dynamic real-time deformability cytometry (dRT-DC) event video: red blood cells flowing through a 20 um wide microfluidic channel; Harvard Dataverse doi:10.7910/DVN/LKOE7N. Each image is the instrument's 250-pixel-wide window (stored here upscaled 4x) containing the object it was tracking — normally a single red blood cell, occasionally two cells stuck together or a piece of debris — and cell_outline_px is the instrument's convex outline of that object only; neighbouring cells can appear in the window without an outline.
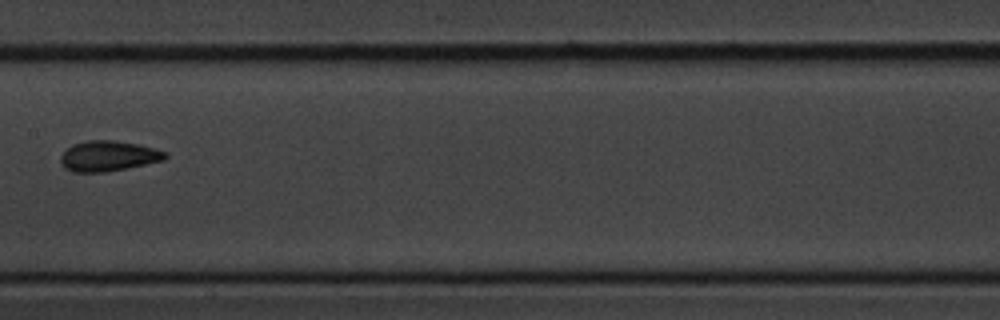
{"species": "common noctule bat (a hibernating species)", "species_latin": "Nyctalus noctula", "temperature_condition": "cold", "stored_images_in_passage": 12, "camera_frame_rate_fps": 3000, "um_per_image_px": 0.085, "animal": {"sex": "male", "body_mass_g": 20.1, "forearm_length_mm": 53.5}, "frame": {"image": 1, "passage_image": 9, "time_ms": 10.333, "image_size_px": [1000, 320], "cell_outline_px": [[168, 156], [164, 160], [104, 172], [72, 172], [64, 168], [60, 160], [60, 156], [72, 144], [88, 140], [116, 140], [140, 144], [168, 152]], "centroid_in_image_um": [9.21, 13.25], "position_along_channel_um": 198.2, "area_um2": 18.55}}
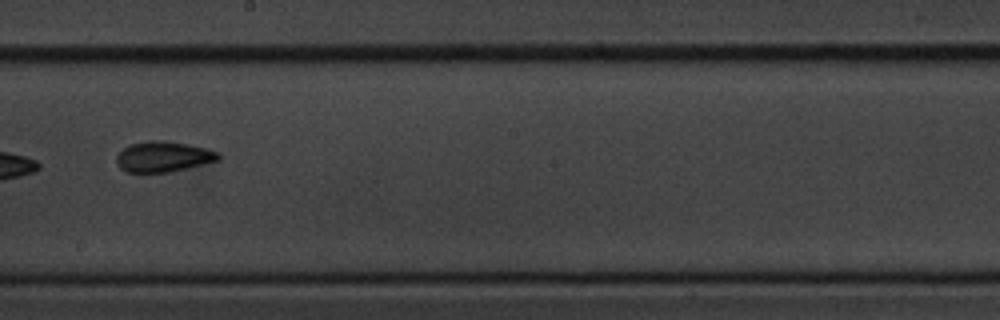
{"frame": {"image": 2, "passage_image": 10, "time_ms": 11.333, "image_size_px": [1000, 320], "cell_outline_px": [[220, 160], [168, 172], [128, 172], [120, 168], [116, 164], [116, 156], [124, 148], [132, 144], [148, 140], [164, 140], [204, 148], [220, 152]], "centroid_in_image_um": [13.87, 13.32], "position_along_channel_um": 234.3, "area_um2": 17.92}}
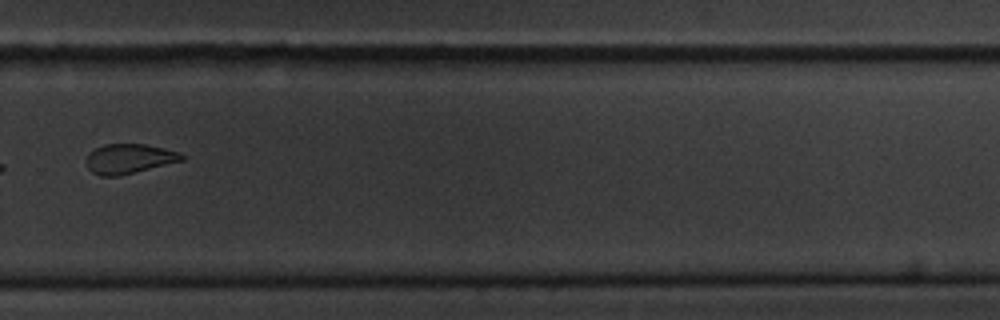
{"frame": {"image": 3, "passage_image": 12, "time_ms": 13.667, "image_size_px": [1000, 320], "cell_outline_px": [[184, 160], [120, 176], [100, 176], [92, 172], [88, 168], [84, 160], [88, 152], [104, 144], [144, 144], [164, 148], [180, 152], [184, 156]], "centroid_in_image_um": [10.94, 13.49], "position_along_channel_um": 318.9, "area_um2": 16.7}}